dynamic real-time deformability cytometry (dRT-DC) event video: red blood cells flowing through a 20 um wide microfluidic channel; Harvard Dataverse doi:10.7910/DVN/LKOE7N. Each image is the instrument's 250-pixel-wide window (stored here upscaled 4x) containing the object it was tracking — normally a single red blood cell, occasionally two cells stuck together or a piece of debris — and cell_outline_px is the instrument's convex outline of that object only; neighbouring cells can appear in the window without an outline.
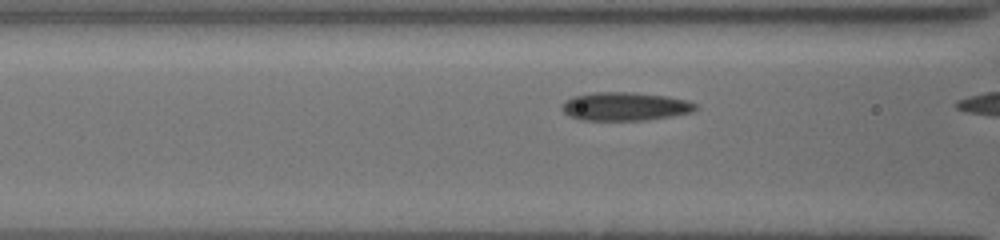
{"species": "common noctule bat (a hibernating species)", "species_latin": "Nyctalus noctula", "temperature_condition": "cold", "stored_images_in_passage": 9, "camera_frame_rate_fps": 3000, "um_per_image_px": 0.085, "animal": {"sex": "female", "body_mass_g": 19.5, "forearm_length_mm": 54.1}, "frame": {"image": 1, "passage_image": 8, "time_ms": 2.333, "image_size_px": [1000, 240], "cell_outline_px": [[700, 108], [692, 112], [672, 116], [644, 120], [584, 120], [572, 116], [564, 112], [560, 108], [564, 100], [572, 96], [592, 92], [632, 92], [668, 96], [688, 100], [696, 104]], "centroid_in_image_um": [53.14, 9.03], "position_along_channel_um": 113.5, "area_um2": 22.31}}